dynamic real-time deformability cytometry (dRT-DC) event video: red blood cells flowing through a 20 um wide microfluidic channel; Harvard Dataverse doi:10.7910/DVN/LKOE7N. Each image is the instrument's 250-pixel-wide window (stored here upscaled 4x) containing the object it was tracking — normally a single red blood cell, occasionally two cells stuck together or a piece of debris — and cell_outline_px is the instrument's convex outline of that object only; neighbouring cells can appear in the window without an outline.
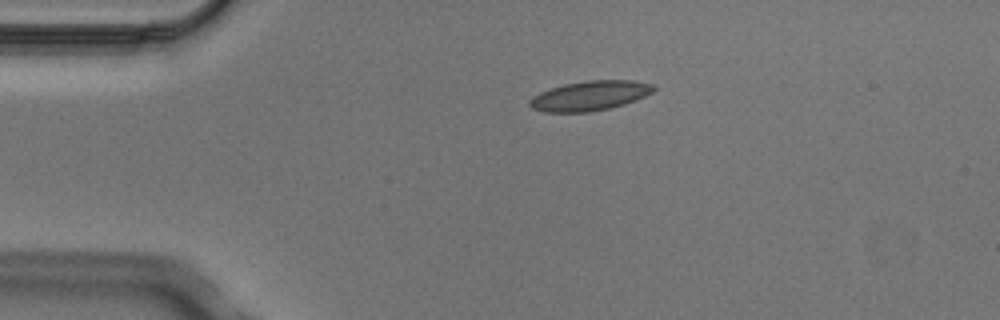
{"species": "Egyptian fruit bat (a non-hibernating species)", "species_latin": "Rousettus aegyptiacus", "temperature_condition": "cold", "stored_images_in_passage": 2, "camera_frame_rate_fps": 3000, "um_per_image_px": 0.085, "animal": {"sex": "male"}, "frame": {"image": 1, "passage_image": 1, "time_ms": 0.0, "image_size_px": [1000, 320], "cell_outline_px": [[656, 88], [652, 92], [636, 100], [624, 104], [608, 108], [588, 112], [544, 112], [532, 108], [528, 104], [528, 100], [532, 96], [540, 92], [564, 84], [588, 80], [632, 80], [652, 84]], "centroid_in_image_um": [50.11, 8.13], "position_along_channel_um": 34.9, "area_um2": 21.39}}